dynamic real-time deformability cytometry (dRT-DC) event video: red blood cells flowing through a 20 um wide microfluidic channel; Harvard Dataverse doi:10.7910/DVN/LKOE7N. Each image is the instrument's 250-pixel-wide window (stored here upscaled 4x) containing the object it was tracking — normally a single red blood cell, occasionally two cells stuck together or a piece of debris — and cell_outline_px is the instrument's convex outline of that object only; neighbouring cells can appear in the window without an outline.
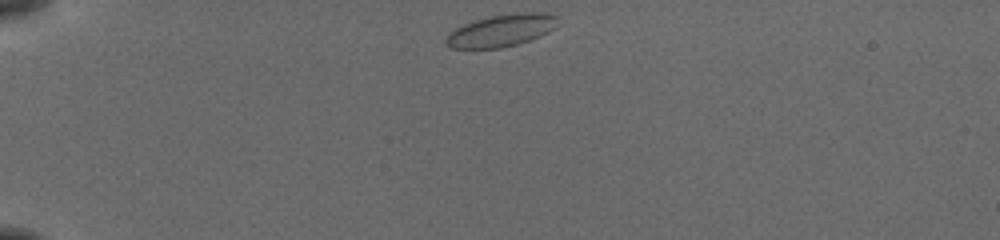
{"species": "common noctule bat (a hibernating species)", "species_latin": "Nyctalus noctula", "temperature_condition": "cold", "stored_images_in_passage": 41, "camera_frame_rate_fps": 3000, "um_per_image_px": 0.085, "animal": {"sex": "female", "body_mass_g": 19.5, "forearm_length_mm": 54.1}, "frame": {"image": 1, "passage_image": 1, "time_ms": 0.0, "image_size_px": [1000, 240], "cell_outline_px": [[556, 28], [540, 36], [516, 44], [500, 48], [448, 48], [444, 44], [444, 40], [448, 32], [464, 24], [476, 20], [492, 16], [516, 12], [544, 12], [556, 16]], "centroid_in_image_um": [42.57, 2.59], "position_along_channel_um": 42.4, "area_um2": 20.98}}
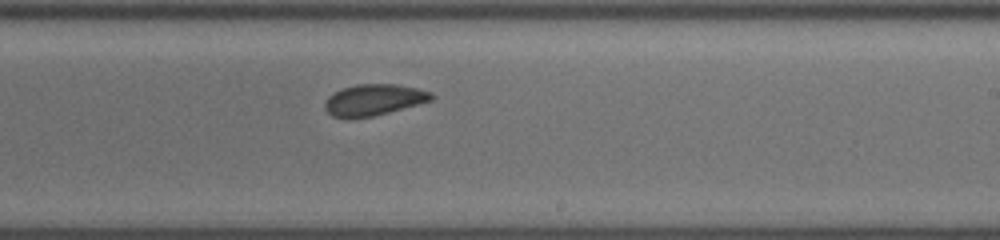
{"frame": {"image": 2, "passage_image": 22, "time_ms": 7.0, "image_size_px": [1000, 240], "cell_outline_px": [[436, 96], [432, 100], [372, 116], [332, 116], [324, 108], [324, 100], [332, 92], [340, 88], [356, 84], [396, 84], [416, 88], [432, 92]], "centroid_in_image_um": [31.76, 8.44], "position_along_channel_um": 257.2, "area_um2": 19.13}}
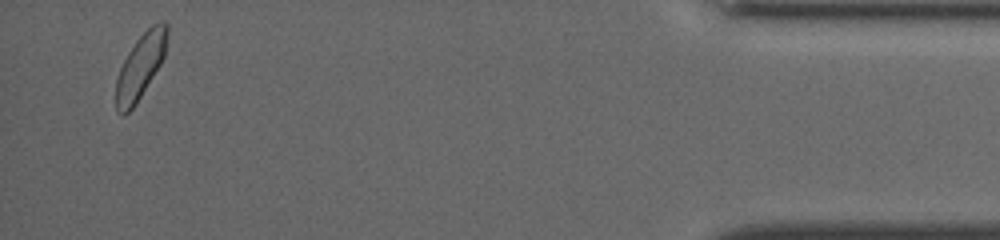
{"frame": {"image": 3, "passage_image": 40, "time_ms": 13.0, "image_size_px": [1000, 240], "cell_outline_px": [[168, 32], [164, 56], [160, 64], [136, 104], [128, 112], [116, 112], [116, 80], [120, 68], [128, 52], [136, 40], [152, 24], [160, 20], [164, 20], [168, 24]], "centroid_in_image_um": [11.95, 5.58], "position_along_channel_um": 423.2, "area_um2": 19.07}}